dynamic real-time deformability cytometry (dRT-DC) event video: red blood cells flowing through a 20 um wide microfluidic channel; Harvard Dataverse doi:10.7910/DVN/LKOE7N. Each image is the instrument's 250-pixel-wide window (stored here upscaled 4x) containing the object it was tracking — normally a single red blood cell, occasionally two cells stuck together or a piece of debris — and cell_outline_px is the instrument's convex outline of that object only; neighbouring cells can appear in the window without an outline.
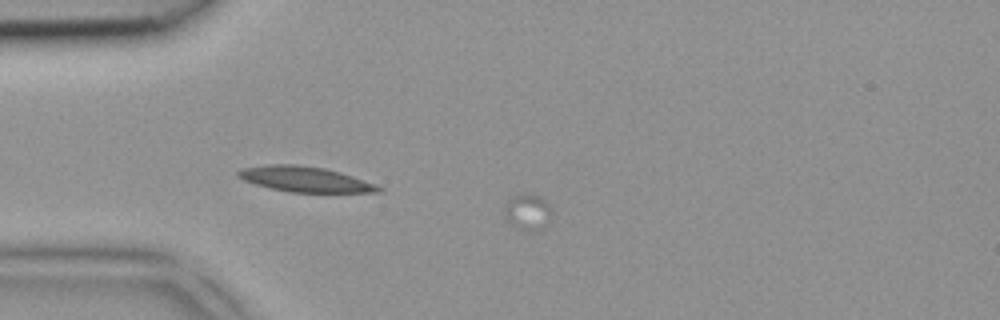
{"species": "common noctule bat (a hibernating species)", "species_latin": "Nyctalus noctula", "temperature_condition": "room temperature", "stored_images_in_passage": 4, "segment_of_instrument_passage": [2, 2], "camera_frame_rate_fps": 3000, "um_per_image_px": 0.085, "animal": {"sex": "female", "body_mass_g": 18.4}, "frame": {"image": 1, "passage_image": 3, "time_ms": 0.667, "image_size_px": [1000, 320], "cell_outline_px": [[548, 224], [540, 232], [528, 232], [512, 224], [504, 216], [504, 208], [508, 200], [512, 196], [524, 192], [532, 192], [540, 196], [548, 204]], "centroid_in_image_um": [44.83, 18.01], "position_along_channel_um": 40.2, "area_um2": 10.06}}